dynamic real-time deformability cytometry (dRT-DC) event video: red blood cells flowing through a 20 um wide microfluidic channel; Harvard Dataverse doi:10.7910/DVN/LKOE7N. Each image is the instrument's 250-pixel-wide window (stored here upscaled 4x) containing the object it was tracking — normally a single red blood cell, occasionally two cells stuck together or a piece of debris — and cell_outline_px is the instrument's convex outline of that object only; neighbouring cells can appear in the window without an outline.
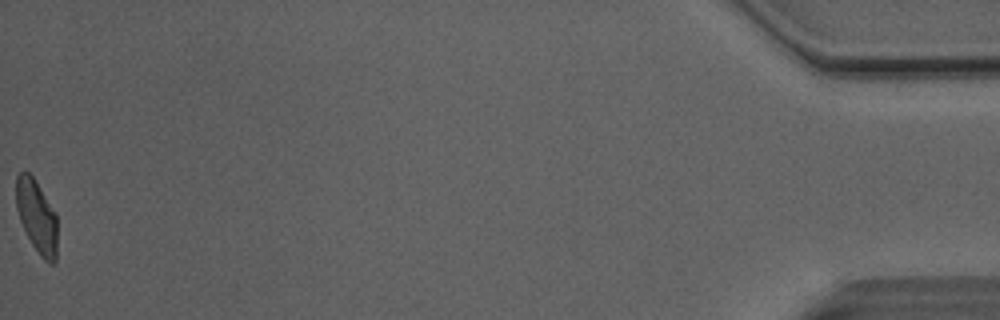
{"species": "Egyptian fruit bat (a non-hibernating species)", "species_latin": "Rousettus aegyptiacus", "temperature_condition": "room temperature", "stored_images_in_passage": 50, "camera_frame_rate_fps": 3000, "um_per_image_px": 0.085, "animal": {"sex": "male"}, "frame": {"image": 1, "passage_image": 50, "time_ms": 16.333, "image_size_px": [1000, 320], "cell_outline_px": [[56, 260], [52, 264], [48, 264], [40, 256], [32, 244], [20, 220], [16, 208], [16, 176], [20, 172], [28, 172], [36, 180], [56, 216]], "centroid_in_image_um": [3.11, 18.4], "position_along_channel_um": 432.1, "area_um2": 17.22}, "authors_computed_cell_mechanics": {"area_um2": 18.9295, "velocity_mm_per_s": 4.1025, "shape_relaxation_time_tau1_ms": 4.0084, "shape_relaxation_time_tau2_ms": 1.8089, "deformation_change_tau1": 0.1602, "deformation_change_tau2": 0.0954}}